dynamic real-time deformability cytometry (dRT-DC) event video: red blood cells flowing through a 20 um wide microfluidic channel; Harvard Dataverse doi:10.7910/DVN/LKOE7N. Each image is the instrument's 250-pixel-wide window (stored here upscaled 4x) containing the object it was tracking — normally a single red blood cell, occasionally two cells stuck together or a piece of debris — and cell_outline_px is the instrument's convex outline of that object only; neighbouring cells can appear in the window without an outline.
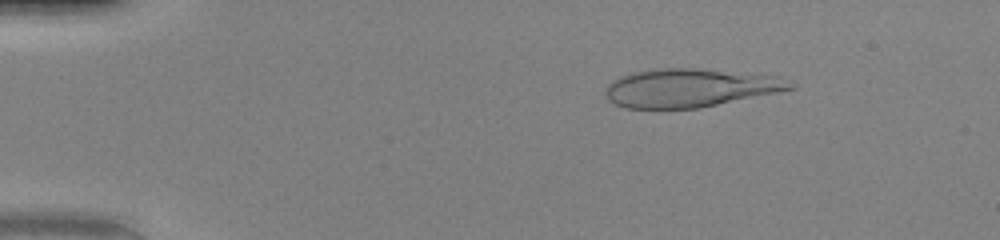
{"species": "human", "species_latin": "Homo sapiens", "temperature_condition": "warm", "stored_images_in_passage": 49, "camera_frame_rate_fps": 3000, "um_per_image_px": 0.085, "donor": {"sex": "female"}, "frame": {"image": 1, "passage_image": 7, "time_ms": 2.0, "image_size_px": [1000, 240], "cell_outline_px": [[796, 88], [780, 92], [700, 108], [624, 108], [608, 100], [604, 92], [608, 84], [616, 76], [632, 72], [656, 68], [700, 68], [776, 76], [792, 80], [796, 84]], "centroid_in_image_um": [58.66, 7.46], "position_along_channel_um": 26.3, "area_um2": 41.91}}
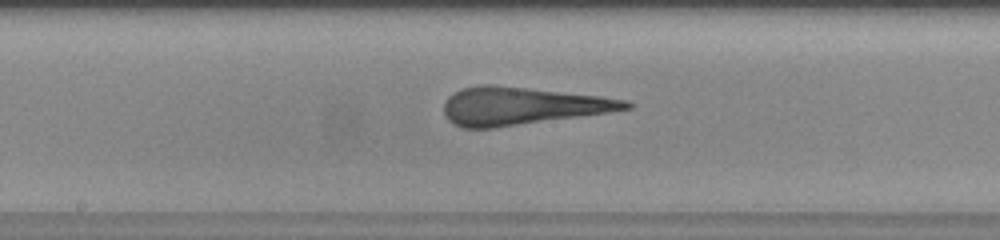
{"frame": {"image": 2, "passage_image": 26, "time_ms": 8.333, "image_size_px": [1000, 240], "cell_outline_px": [[632, 108], [608, 112], [492, 128], [460, 128], [448, 120], [444, 116], [444, 100], [448, 96], [464, 88], [480, 84], [492, 84], [600, 96], [628, 100], [632, 104]], "centroid_in_image_um": [44.3, 9.0], "position_along_channel_um": 203.9, "area_um2": 39.71}}
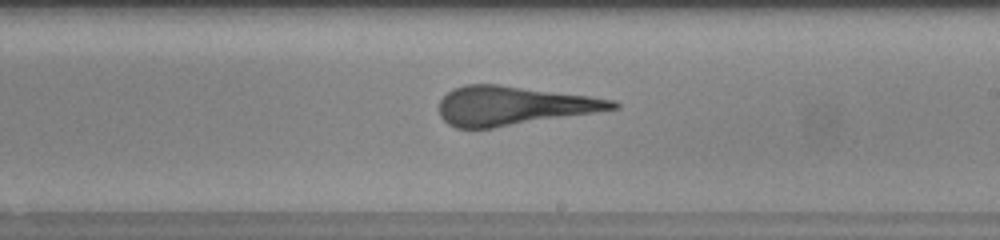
{"frame": {"image": 3, "passage_image": 29, "time_ms": 9.333, "image_size_px": [1000, 240], "cell_outline_px": [[620, 108], [596, 112], [492, 128], [456, 128], [448, 124], [440, 116], [440, 100], [452, 88], [464, 84], [496, 84], [588, 96], [616, 100], [620, 104]], "centroid_in_image_um": [43.62, 8.98], "position_along_channel_um": 245.4, "area_um2": 39.13}, "authors_computed_cell_mechanics": {"area_um2": 39.8242, "velocity_mm_per_s": 4.1753, "shape_relaxation_time_tau1_ms": 6.3239, "shape_relaxation_time_tau2_ms": 1.0872, "deformation_change_tau1": 0.2703, "deformation_change_tau2": 0.1439}}